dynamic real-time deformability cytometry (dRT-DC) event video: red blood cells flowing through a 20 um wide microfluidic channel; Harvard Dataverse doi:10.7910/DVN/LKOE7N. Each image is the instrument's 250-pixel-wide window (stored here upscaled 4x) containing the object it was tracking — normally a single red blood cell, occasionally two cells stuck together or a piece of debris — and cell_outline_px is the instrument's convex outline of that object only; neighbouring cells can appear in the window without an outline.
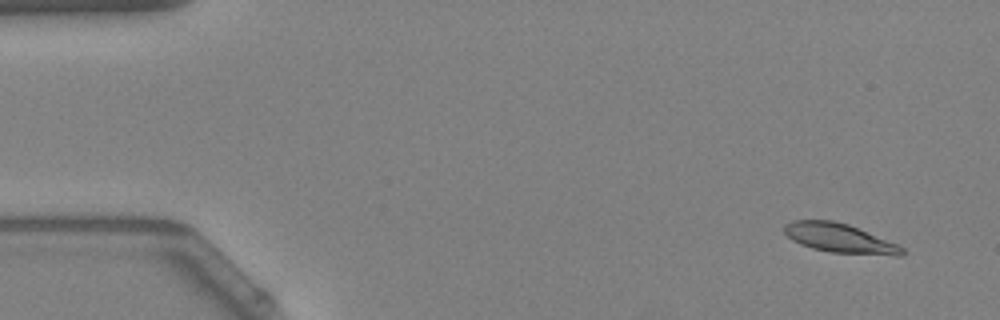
{"species": "Egyptian fruit bat (a non-hibernating species)", "species_latin": "Rousettus aegyptiacus", "temperature_condition": "warm", "stored_images_in_passage": 15, "camera_frame_rate_fps": 3000, "um_per_image_px": 0.085, "animal": {"sex": "female"}, "frame": {"image": 1, "passage_image": 4, "time_ms": 1.0, "image_size_px": [1000, 320], "cell_outline_px": [[904, 256], [896, 256], [832, 252], [812, 248], [800, 244], [792, 240], [784, 232], [784, 224], [792, 220], [832, 220], [848, 224], [896, 244], [904, 248]], "centroid_in_image_um": [71.35, 20.24], "position_along_channel_um": 13.7, "area_um2": 19.88}}